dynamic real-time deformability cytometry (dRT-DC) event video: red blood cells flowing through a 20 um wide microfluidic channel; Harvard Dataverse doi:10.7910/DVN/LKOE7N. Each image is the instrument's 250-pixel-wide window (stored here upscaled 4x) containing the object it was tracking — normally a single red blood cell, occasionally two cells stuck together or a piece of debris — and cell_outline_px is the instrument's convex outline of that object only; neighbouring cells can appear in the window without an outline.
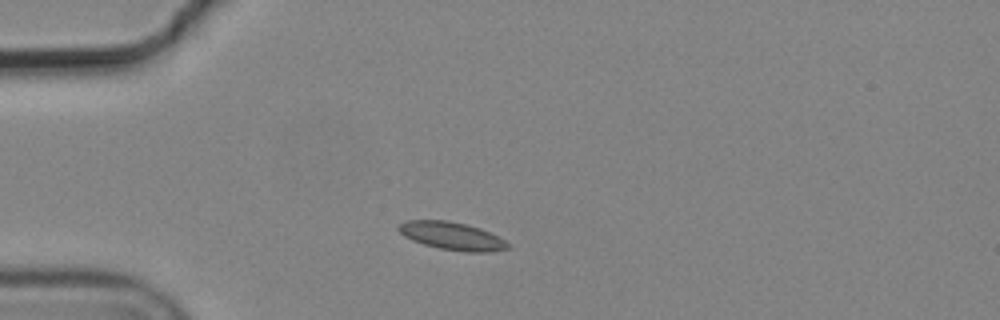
{"species": "common noctule bat (a hibernating species)", "species_latin": "Nyctalus noctula", "temperature_condition": "cold", "stored_images_in_passage": 5, "camera_frame_rate_fps": 3000, "um_per_image_px": 0.085, "animal": {"sex": "male", "body_mass_g": 19.2, "forearm_length_mm": 51.8}, "frame": {"image": 1, "passage_image": 1, "time_ms": 0.0, "image_size_px": [1000, 320], "cell_outline_px": [[512, 248], [488, 252], [464, 252], [440, 248], [424, 244], [412, 240], [404, 236], [396, 228], [404, 220], [448, 220], [468, 224], [480, 228], [504, 240]], "centroid_in_image_um": [38.4, 20.05], "position_along_channel_um": 46.6, "area_um2": 17.74}}
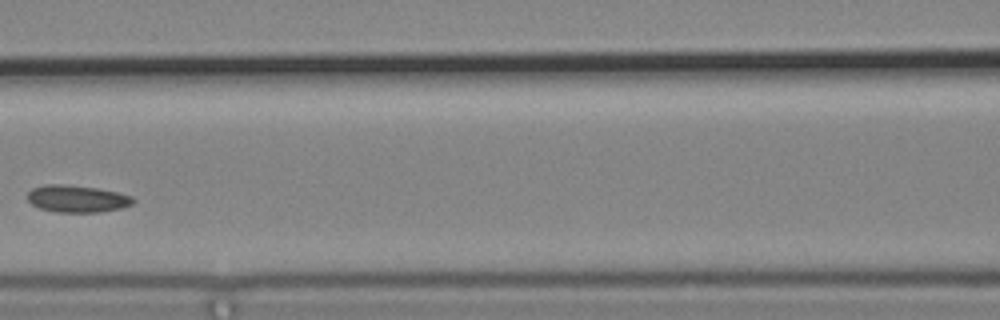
{"frame": {"image": 2, "passage_image": 4, "time_ms": 1.0, "image_size_px": [1000, 320], "cell_outline_px": [[136, 200], [132, 204], [120, 208], [100, 212], [56, 212], [40, 208], [32, 204], [28, 200], [28, 192], [32, 188], [48, 184], [64, 184], [100, 188], [132, 196]], "centroid_in_image_um": [6.56, 16.89], "position_along_channel_um": 160.0, "area_um2": 16.7}}
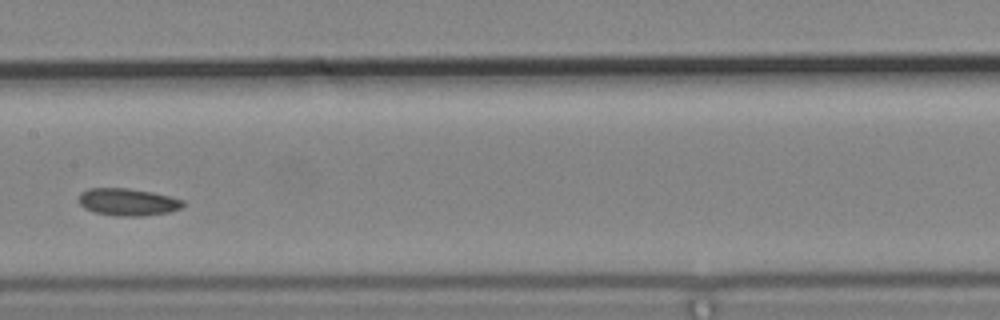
{"frame": {"image": 3, "passage_image": 5, "time_ms": 1.333, "image_size_px": [1000, 320], "cell_outline_px": [[184, 204], [180, 208], [168, 212], [140, 216], [116, 216], [96, 212], [84, 208], [80, 204], [80, 192], [88, 188], [128, 188], [152, 192], [184, 200]], "centroid_in_image_um": [10.85, 17.16], "position_along_channel_um": 196.6, "area_um2": 16.42}}